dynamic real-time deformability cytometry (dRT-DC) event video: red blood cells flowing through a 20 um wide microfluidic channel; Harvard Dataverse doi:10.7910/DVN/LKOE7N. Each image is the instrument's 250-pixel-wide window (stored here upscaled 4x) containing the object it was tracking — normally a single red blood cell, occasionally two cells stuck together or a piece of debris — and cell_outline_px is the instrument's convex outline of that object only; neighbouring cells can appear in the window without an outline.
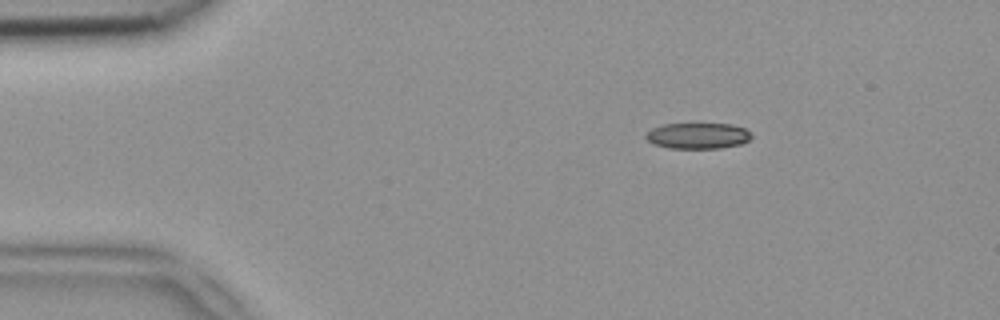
{"species": "common noctule bat (a hibernating species)", "species_latin": "Nyctalus noctula", "temperature_condition": "room temperature", "stored_images_in_passage": 44, "camera_frame_rate_fps": 3000, "um_per_image_px": 0.085, "animal": {"sex": "female", "body_mass_g": 18.4}, "frame": {"image": 1, "passage_image": 1, "time_ms": 0.0, "image_size_px": [1000, 320], "cell_outline_px": [[752, 136], [748, 140], [740, 144], [720, 148], [668, 148], [652, 144], [644, 136], [652, 128], [664, 124], [732, 124], [744, 128], [752, 132]], "centroid_in_image_um": [59.32, 11.54], "position_along_channel_um": 25.7, "area_um2": 15.95}}
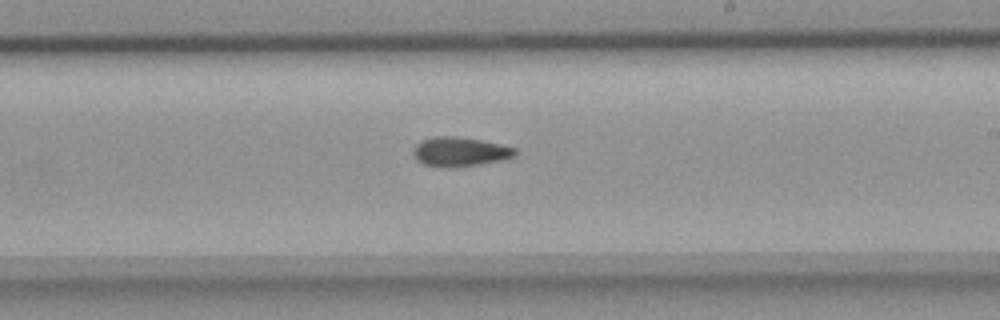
{"frame": {"image": 2, "passage_image": 23, "time_ms": 7.333, "image_size_px": [1000, 320], "cell_outline_px": [[516, 156], [504, 160], [480, 164], [448, 168], [424, 164], [416, 160], [412, 152], [416, 144], [420, 140], [432, 136], [456, 136], [480, 140], [500, 144], [516, 148]], "centroid_in_image_um": [39.08, 12.89], "position_along_channel_um": 249.9, "area_um2": 17.57}}
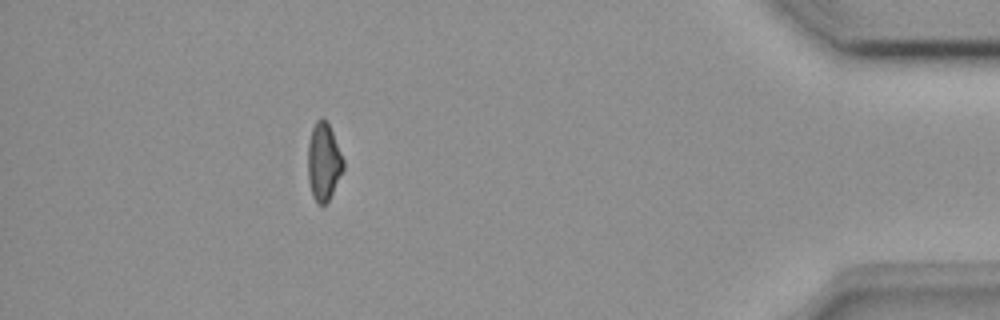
{"frame": {"image": 3, "passage_image": 39, "time_ms": 12.667, "image_size_px": [1000, 320], "cell_outline_px": [[344, 168], [328, 200], [324, 204], [316, 204], [312, 196], [308, 180], [308, 144], [312, 128], [316, 120], [320, 116], [328, 124], [332, 132], [344, 160]], "centroid_in_image_um": [27.49, 13.75], "position_along_channel_um": 407.7, "area_um2": 15.9}, "authors_computed_cell_mechanics": {"area_um2": 16.7331, "velocity_mm_per_s": 3.945, "shape_relaxation_time_tau1_ms": null, "shape_relaxation_time_tau2_ms": 9.501, "deformation_change_tau1": null, "deformation_change_tau2": 0.1839}}